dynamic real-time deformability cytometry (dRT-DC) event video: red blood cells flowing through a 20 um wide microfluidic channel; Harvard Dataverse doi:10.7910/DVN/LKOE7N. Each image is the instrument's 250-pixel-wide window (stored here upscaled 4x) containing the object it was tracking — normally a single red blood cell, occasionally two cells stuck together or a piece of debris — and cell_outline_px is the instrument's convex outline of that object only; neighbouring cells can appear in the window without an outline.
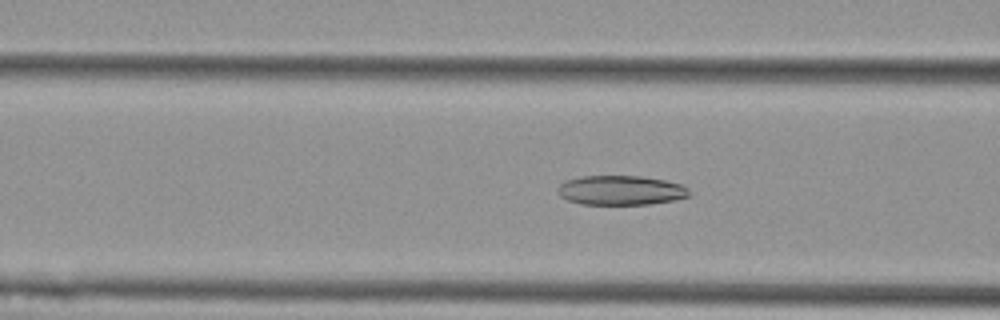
{"species": "Egyptian fruit bat (a non-hibernating species)", "species_latin": "Rousettus aegyptiacus", "temperature_condition": "cold", "stored_images_in_passage": 53, "camera_frame_rate_fps": 3000, "um_per_image_px": 0.085, "animal": {"sex": "female"}, "frame": {"image": 1, "passage_image": 21, "time_ms": 6.667, "image_size_px": [1000, 320], "cell_outline_px": [[692, 196], [676, 200], [648, 204], [580, 204], [568, 200], [560, 196], [560, 184], [564, 180], [580, 176], [640, 176], [664, 180], [680, 184], [688, 188], [692, 192]], "centroid_in_image_um": [52.82, 16.17], "position_along_channel_um": 113.8, "area_um2": 22.66}}
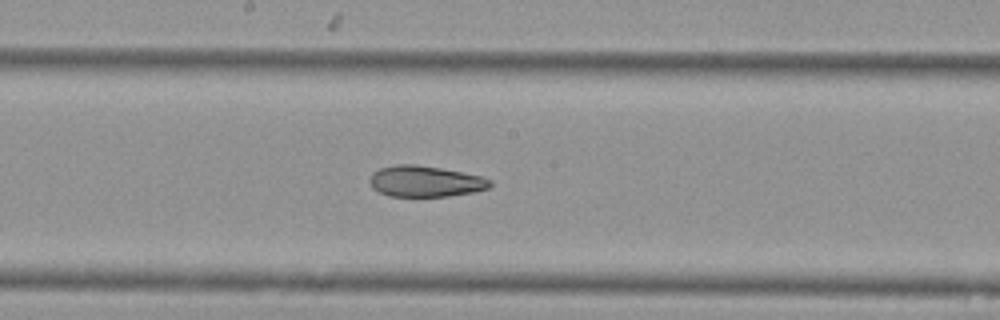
{"frame": {"image": 2, "passage_image": 29, "time_ms": 9.333, "image_size_px": [1000, 320], "cell_outline_px": [[492, 184], [488, 188], [472, 192], [448, 196], [388, 196], [372, 188], [368, 180], [372, 172], [380, 168], [396, 164], [416, 164], [440, 168], [480, 176], [492, 180]], "centroid_in_image_um": [36.1, 15.41], "position_along_channel_um": 212.1, "area_um2": 21.73}}
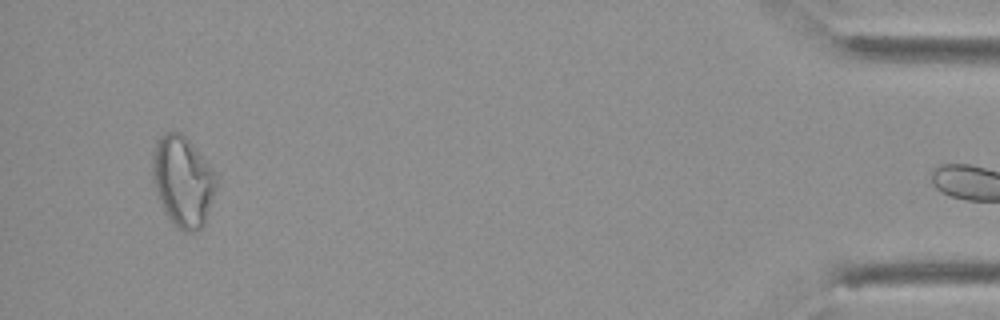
{"frame": {"image": 3, "passage_image": 52, "time_ms": 17.0, "image_size_px": [1000, 320], "cell_outline_px": [[216, 188], [204, 224], [196, 232], [184, 232], [176, 228], [168, 220], [164, 212], [152, 184], [152, 156], [156, 140], [160, 136], [168, 132], [180, 132], [196, 148], [212, 168], [216, 176]], "centroid_in_image_um": [15.5, 15.44], "position_along_channel_um": 419.7, "area_um2": 33.93}, "authors_computed_cell_mechanics": {"area_um2": 25.0274, "velocity_mm_per_s": 3.6925, "shape_relaxation_time_tau1_ms": null, "shape_relaxation_time_tau2_ms": 4.81, "deformation_change_tau1": null, "deformation_change_tau2": 0.1135}}